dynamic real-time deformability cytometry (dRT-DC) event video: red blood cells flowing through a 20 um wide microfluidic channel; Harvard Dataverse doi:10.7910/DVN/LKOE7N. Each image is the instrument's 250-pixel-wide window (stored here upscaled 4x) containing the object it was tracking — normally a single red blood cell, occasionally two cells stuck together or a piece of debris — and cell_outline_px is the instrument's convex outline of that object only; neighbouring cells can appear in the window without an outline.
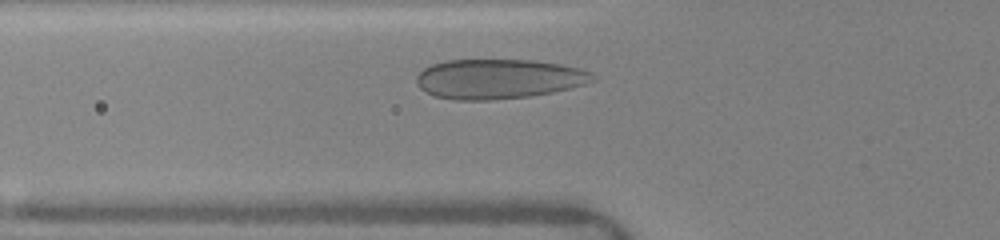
{"species": "human", "species_latin": "Homo sapiens", "temperature_condition": "warm", "stored_images_in_passage": 31, "camera_frame_rate_fps": 3000, "um_per_image_px": 0.085, "donor": {"sex": "female"}, "frame": {"image": 1, "passage_image": 2, "time_ms": 0.333, "image_size_px": [1000, 240], "cell_outline_px": [[596, 80], [572, 88], [552, 92], [528, 96], [492, 100], [456, 100], [436, 96], [420, 88], [416, 84], [416, 76], [424, 68], [432, 64], [444, 60], [536, 60], [560, 64], [580, 68], [592, 72], [596, 76]], "centroid_in_image_um": [42.4, 6.7], "position_along_channel_um": 83.4, "area_um2": 40.92}}
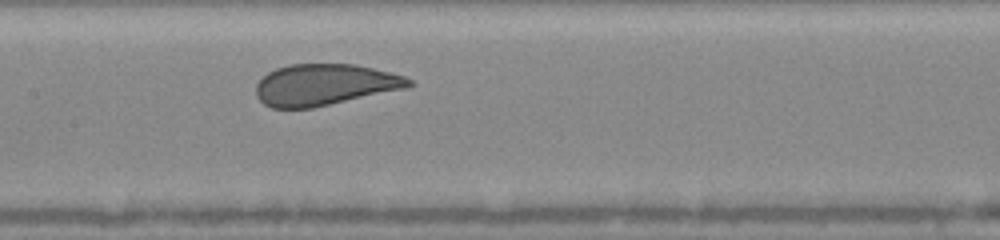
{"frame": {"image": 2, "passage_image": 10, "time_ms": 2.667, "image_size_px": [1000, 240], "cell_outline_px": [[416, 84], [408, 88], [312, 108], [272, 108], [264, 104], [256, 96], [256, 84], [268, 72], [276, 68], [292, 64], [356, 64], [404, 76], [412, 80]], "centroid_in_image_um": [27.61, 7.21], "position_along_channel_um": 179.8, "area_um2": 36.88}}
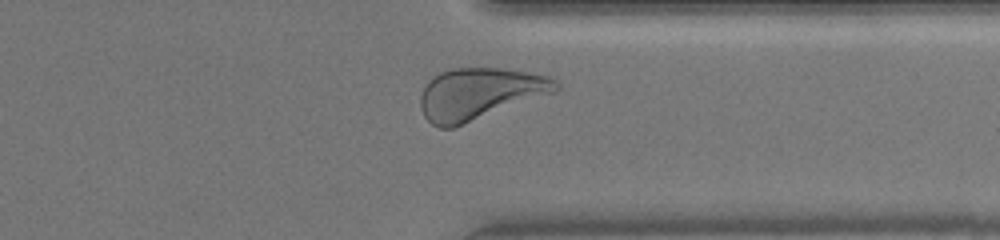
{"frame": {"image": 3, "passage_image": 27, "time_ms": 7.333, "image_size_px": [1000, 240], "cell_outline_px": [[560, 88], [556, 92], [452, 128], [440, 128], [432, 124], [424, 116], [420, 104], [420, 96], [428, 80], [432, 76], [440, 72], [452, 68], [500, 68], [548, 76], [560, 80]], "centroid_in_image_um": [40.77, 7.96], "position_along_channel_um": 370.6, "area_um2": 40.75}, "authors_computed_cell_mechanics": {"area_um2": 38.0324, "velocity_mm_per_s": 4.1012, "shape_relaxation_time_tau1_ms": 3.21, "shape_relaxation_time_tau2_ms": null, "deformation_change_tau1": 0.1134, "deformation_change_tau2": null}}